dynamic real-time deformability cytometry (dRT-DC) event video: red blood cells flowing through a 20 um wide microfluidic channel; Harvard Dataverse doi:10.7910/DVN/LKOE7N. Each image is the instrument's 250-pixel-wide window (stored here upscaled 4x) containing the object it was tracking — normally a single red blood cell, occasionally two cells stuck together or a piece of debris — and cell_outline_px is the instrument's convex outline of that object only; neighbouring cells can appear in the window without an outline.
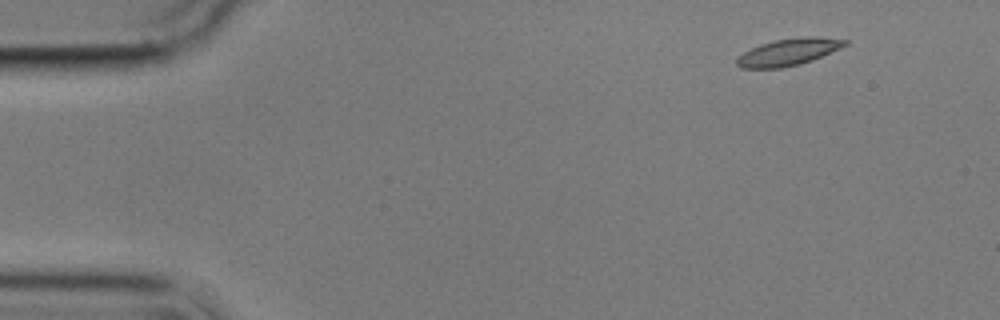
{"species": "common noctule bat (a hibernating species)", "species_latin": "Nyctalus noctula", "temperature_condition": "cold", "stored_images_in_passage": 4, "camera_frame_rate_fps": 3000, "um_per_image_px": 0.085, "animal": {"sex": "male", "body_mass_g": 17.9}, "frame": {"image": 1, "passage_image": 1, "time_ms": 0.0, "image_size_px": [1000, 320], "cell_outline_px": [[848, 44], [840, 48], [812, 60], [800, 64], [780, 68], [740, 68], [736, 64], [736, 60], [744, 52], [760, 44], [776, 40], [800, 36], [820, 36], [848, 40]], "centroid_in_image_um": [67.04, 4.41], "position_along_channel_um": 18.0, "area_um2": 16.94}}
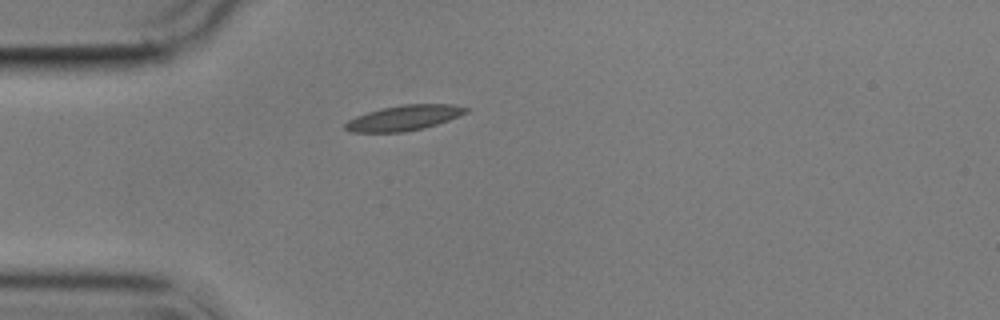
{"frame": {"image": 2, "passage_image": 4, "time_ms": 3.333, "image_size_px": [1000, 320], "cell_outline_px": [[468, 112], [448, 120], [424, 128], [404, 132], [352, 132], [344, 128], [344, 124], [348, 120], [356, 116], [380, 108], [404, 104], [452, 104], [468, 108]], "centroid_in_image_um": [34.32, 10.02], "position_along_channel_um": 50.7, "area_um2": 17.69}}